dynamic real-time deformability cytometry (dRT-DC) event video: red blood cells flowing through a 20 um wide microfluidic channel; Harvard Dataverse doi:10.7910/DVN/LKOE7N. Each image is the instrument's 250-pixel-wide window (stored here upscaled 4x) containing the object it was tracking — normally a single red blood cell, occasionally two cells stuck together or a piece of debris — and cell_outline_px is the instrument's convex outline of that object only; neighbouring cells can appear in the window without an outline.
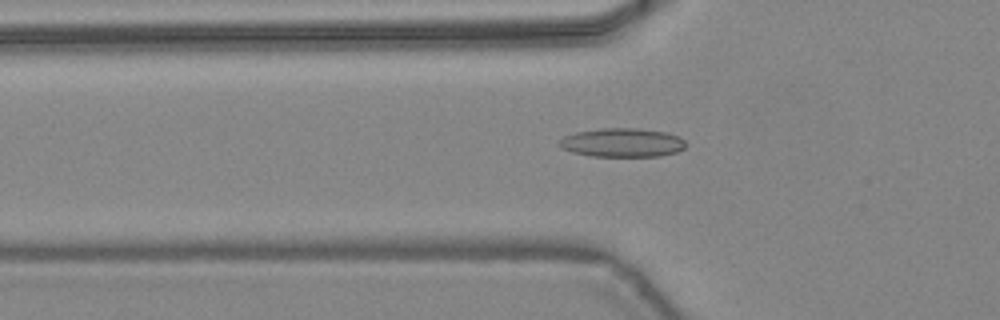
{"species": "common noctule bat (a hibernating species)", "species_latin": "Nyctalus noctula", "temperature_condition": "warm", "stored_images_in_passage": 44, "camera_frame_rate_fps": 3000, "um_per_image_px": 0.085, "animal": {"sex": "female", "body_mass_g": 24.6, "forearm_length_mm": 56.2}, "frame": {"image": 1, "passage_image": 17, "time_ms": 5.333, "image_size_px": [1000, 320], "cell_outline_px": [[688, 144], [684, 148], [676, 152], [660, 156], [592, 156], [572, 152], [560, 148], [560, 140], [564, 136], [576, 132], [600, 128], [636, 128], [668, 132], [680, 136]], "centroid_in_image_um": [52.93, 12.11], "position_along_channel_um": 72.9, "area_um2": 21.39}}
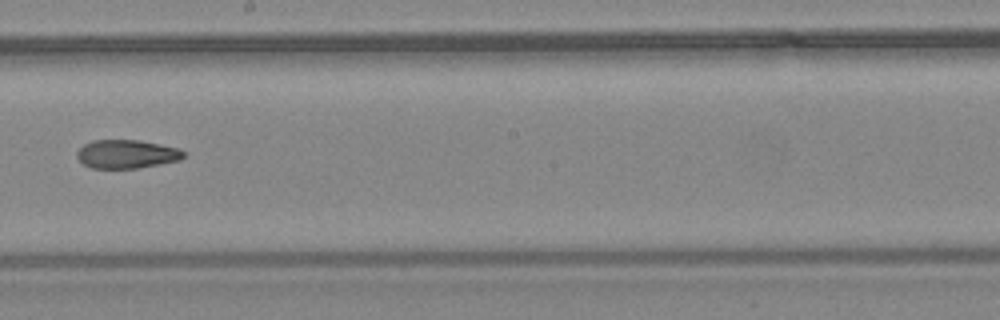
{"frame": {"image": 2, "passage_image": 28, "time_ms": 9.0, "image_size_px": [1000, 320], "cell_outline_px": [[184, 156], [180, 160], [160, 164], [136, 168], [92, 168], [84, 164], [76, 156], [76, 152], [84, 144], [92, 140], [140, 140], [180, 148], [184, 152]], "centroid_in_image_um": [10.77, 13.09], "position_along_channel_um": 237.4, "area_um2": 17.74}}
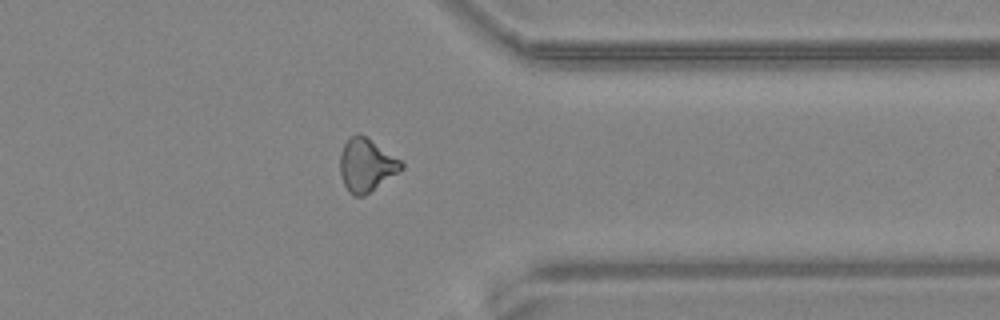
{"frame": {"image": 3, "passage_image": 38, "time_ms": 12.333, "image_size_px": [1000, 320], "cell_outline_px": [[404, 168], [364, 196], [352, 196], [348, 192], [340, 176], [340, 152], [344, 144], [356, 132], [360, 132], [400, 160], [404, 164]], "centroid_in_image_um": [31.11, 14.03], "position_along_channel_um": 380.3, "area_um2": 18.9}}